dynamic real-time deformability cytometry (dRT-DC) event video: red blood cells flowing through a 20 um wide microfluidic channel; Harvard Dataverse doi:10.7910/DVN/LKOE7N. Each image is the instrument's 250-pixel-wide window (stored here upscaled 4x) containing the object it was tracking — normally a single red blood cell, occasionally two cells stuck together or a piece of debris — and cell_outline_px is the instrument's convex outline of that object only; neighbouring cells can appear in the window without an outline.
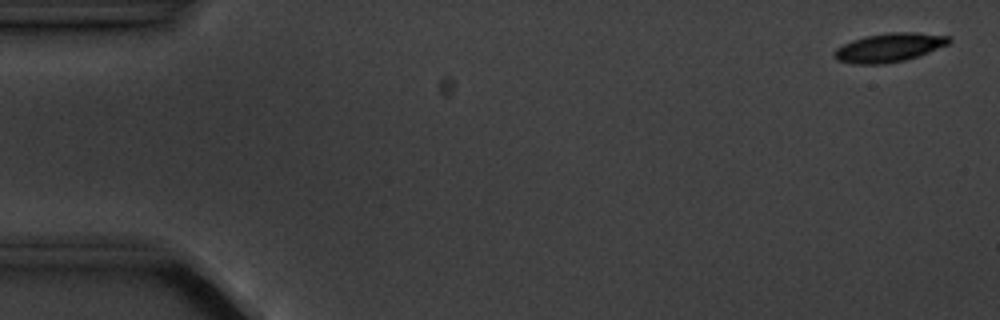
{"species": "common noctule bat (a hibernating species)", "species_latin": "Nyctalus noctula", "temperature_condition": "cold", "stored_images_in_passage": 5, "camera_frame_rate_fps": 3000, "um_per_image_px": 0.085, "animal": {"sex": "male", "body_mass_g": 20.1, "forearm_length_mm": 53.5}, "frame": {"image": 1, "passage_image": 1, "time_ms": 0.0, "image_size_px": [1000, 320], "cell_outline_px": [[952, 40], [948, 44], [928, 52], [904, 60], [880, 64], [852, 64], [836, 60], [832, 56], [832, 52], [836, 48], [852, 40], [868, 36], [888, 32], [916, 32], [952, 36]], "centroid_in_image_um": [75.56, 4.04], "position_along_channel_um": 9.4, "area_um2": 19.25}}
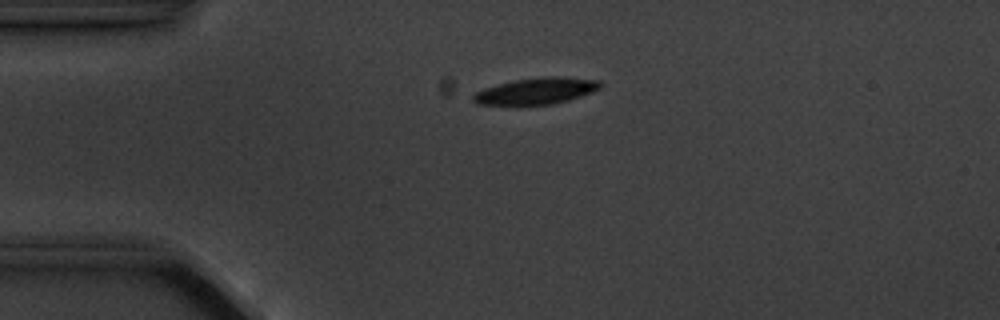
{"frame": {"image": 2, "passage_image": 4, "time_ms": 3.667, "image_size_px": [1000, 320], "cell_outline_px": [[604, 84], [600, 88], [592, 92], [568, 100], [552, 104], [476, 104], [472, 100], [472, 96], [476, 92], [484, 88], [516, 80], [540, 76], [564, 76], [600, 80]], "centroid_in_image_um": [45.64, 7.71], "position_along_channel_um": 39.4, "area_um2": 19.48}}